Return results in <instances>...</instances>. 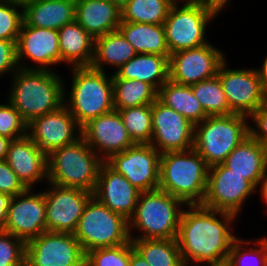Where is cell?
Listing matches in <instances>:
<instances>
[{
	"label": "cell",
	"mask_w": 267,
	"mask_h": 266,
	"mask_svg": "<svg viewBox=\"0 0 267 266\" xmlns=\"http://www.w3.org/2000/svg\"><path fill=\"white\" fill-rule=\"evenodd\" d=\"M186 206L190 209L182 211L176 238L183 264L188 266L193 261L191 263L201 265L228 258L237 239L231 233V224L238 215L201 204ZM218 215L221 220L216 217Z\"/></svg>",
	"instance_id": "obj_1"
},
{
	"label": "cell",
	"mask_w": 267,
	"mask_h": 266,
	"mask_svg": "<svg viewBox=\"0 0 267 266\" xmlns=\"http://www.w3.org/2000/svg\"><path fill=\"white\" fill-rule=\"evenodd\" d=\"M12 76L8 100L27 123L64 105V83L52 69L19 68Z\"/></svg>",
	"instance_id": "obj_2"
},
{
	"label": "cell",
	"mask_w": 267,
	"mask_h": 266,
	"mask_svg": "<svg viewBox=\"0 0 267 266\" xmlns=\"http://www.w3.org/2000/svg\"><path fill=\"white\" fill-rule=\"evenodd\" d=\"M209 167L194 149L170 151L160 156L159 187L186 205L202 204Z\"/></svg>",
	"instance_id": "obj_3"
},
{
	"label": "cell",
	"mask_w": 267,
	"mask_h": 266,
	"mask_svg": "<svg viewBox=\"0 0 267 266\" xmlns=\"http://www.w3.org/2000/svg\"><path fill=\"white\" fill-rule=\"evenodd\" d=\"M104 162L81 136L75 142L55 149L47 155L46 182L93 193Z\"/></svg>",
	"instance_id": "obj_4"
},
{
	"label": "cell",
	"mask_w": 267,
	"mask_h": 266,
	"mask_svg": "<svg viewBox=\"0 0 267 266\" xmlns=\"http://www.w3.org/2000/svg\"><path fill=\"white\" fill-rule=\"evenodd\" d=\"M182 205L186 206L181 199L160 189L141 192L128 223L129 233L136 228L143 234L130 233V239H176Z\"/></svg>",
	"instance_id": "obj_5"
},
{
	"label": "cell",
	"mask_w": 267,
	"mask_h": 266,
	"mask_svg": "<svg viewBox=\"0 0 267 266\" xmlns=\"http://www.w3.org/2000/svg\"><path fill=\"white\" fill-rule=\"evenodd\" d=\"M72 71L70 98L64 95V105L82 128L90 120L114 110L112 75L109 78L105 71L91 66L73 67Z\"/></svg>",
	"instance_id": "obj_6"
},
{
	"label": "cell",
	"mask_w": 267,
	"mask_h": 266,
	"mask_svg": "<svg viewBox=\"0 0 267 266\" xmlns=\"http://www.w3.org/2000/svg\"><path fill=\"white\" fill-rule=\"evenodd\" d=\"M246 118L248 116L234 113L209 116L194 125L193 148L209 168L223 164L234 148L250 135Z\"/></svg>",
	"instance_id": "obj_7"
},
{
	"label": "cell",
	"mask_w": 267,
	"mask_h": 266,
	"mask_svg": "<svg viewBox=\"0 0 267 266\" xmlns=\"http://www.w3.org/2000/svg\"><path fill=\"white\" fill-rule=\"evenodd\" d=\"M177 1L186 2L179 7ZM218 13L202 0H176L163 23L170 54L209 43L205 40L206 26Z\"/></svg>",
	"instance_id": "obj_8"
},
{
	"label": "cell",
	"mask_w": 267,
	"mask_h": 266,
	"mask_svg": "<svg viewBox=\"0 0 267 266\" xmlns=\"http://www.w3.org/2000/svg\"><path fill=\"white\" fill-rule=\"evenodd\" d=\"M73 235L84 253L131 242L128 220L111 211L95 197L85 206Z\"/></svg>",
	"instance_id": "obj_9"
},
{
	"label": "cell",
	"mask_w": 267,
	"mask_h": 266,
	"mask_svg": "<svg viewBox=\"0 0 267 266\" xmlns=\"http://www.w3.org/2000/svg\"><path fill=\"white\" fill-rule=\"evenodd\" d=\"M27 266H85V253L70 233L45 231L26 242Z\"/></svg>",
	"instance_id": "obj_10"
},
{
	"label": "cell",
	"mask_w": 267,
	"mask_h": 266,
	"mask_svg": "<svg viewBox=\"0 0 267 266\" xmlns=\"http://www.w3.org/2000/svg\"><path fill=\"white\" fill-rule=\"evenodd\" d=\"M161 153L151 144H135L105 161L139 191H152L159 187Z\"/></svg>",
	"instance_id": "obj_11"
},
{
	"label": "cell",
	"mask_w": 267,
	"mask_h": 266,
	"mask_svg": "<svg viewBox=\"0 0 267 266\" xmlns=\"http://www.w3.org/2000/svg\"><path fill=\"white\" fill-rule=\"evenodd\" d=\"M255 189L250 181L224 164L214 165L208 170L207 189L201 205L237 215Z\"/></svg>",
	"instance_id": "obj_12"
},
{
	"label": "cell",
	"mask_w": 267,
	"mask_h": 266,
	"mask_svg": "<svg viewBox=\"0 0 267 266\" xmlns=\"http://www.w3.org/2000/svg\"><path fill=\"white\" fill-rule=\"evenodd\" d=\"M44 193L46 231L73 234L93 193L84 189L61 187L49 183Z\"/></svg>",
	"instance_id": "obj_13"
},
{
	"label": "cell",
	"mask_w": 267,
	"mask_h": 266,
	"mask_svg": "<svg viewBox=\"0 0 267 266\" xmlns=\"http://www.w3.org/2000/svg\"><path fill=\"white\" fill-rule=\"evenodd\" d=\"M226 60L217 76L230 110L234 114L251 116L264 103V89L256 69H227Z\"/></svg>",
	"instance_id": "obj_14"
},
{
	"label": "cell",
	"mask_w": 267,
	"mask_h": 266,
	"mask_svg": "<svg viewBox=\"0 0 267 266\" xmlns=\"http://www.w3.org/2000/svg\"><path fill=\"white\" fill-rule=\"evenodd\" d=\"M222 51L207 43L203 46L170 54L169 79L187 86L217 75L225 61Z\"/></svg>",
	"instance_id": "obj_15"
},
{
	"label": "cell",
	"mask_w": 267,
	"mask_h": 266,
	"mask_svg": "<svg viewBox=\"0 0 267 266\" xmlns=\"http://www.w3.org/2000/svg\"><path fill=\"white\" fill-rule=\"evenodd\" d=\"M150 144L161 154L194 147V124L158 99L152 103Z\"/></svg>",
	"instance_id": "obj_16"
},
{
	"label": "cell",
	"mask_w": 267,
	"mask_h": 266,
	"mask_svg": "<svg viewBox=\"0 0 267 266\" xmlns=\"http://www.w3.org/2000/svg\"><path fill=\"white\" fill-rule=\"evenodd\" d=\"M27 136L49 155L55 149L69 145L81 136V127L65 105L56 111L32 119Z\"/></svg>",
	"instance_id": "obj_17"
},
{
	"label": "cell",
	"mask_w": 267,
	"mask_h": 266,
	"mask_svg": "<svg viewBox=\"0 0 267 266\" xmlns=\"http://www.w3.org/2000/svg\"><path fill=\"white\" fill-rule=\"evenodd\" d=\"M25 192L12 197L5 226L1 229L28 242L46 231L44 193Z\"/></svg>",
	"instance_id": "obj_18"
},
{
	"label": "cell",
	"mask_w": 267,
	"mask_h": 266,
	"mask_svg": "<svg viewBox=\"0 0 267 266\" xmlns=\"http://www.w3.org/2000/svg\"><path fill=\"white\" fill-rule=\"evenodd\" d=\"M81 133L91 149L98 155L102 154L99 156L103 161L135 145L127 133L118 110L90 120L81 128Z\"/></svg>",
	"instance_id": "obj_19"
},
{
	"label": "cell",
	"mask_w": 267,
	"mask_h": 266,
	"mask_svg": "<svg viewBox=\"0 0 267 266\" xmlns=\"http://www.w3.org/2000/svg\"><path fill=\"white\" fill-rule=\"evenodd\" d=\"M16 49L21 69L50 70V65L61 62L58 30L29 26L23 21ZM24 57L40 64L39 67L23 66L20 63Z\"/></svg>",
	"instance_id": "obj_20"
},
{
	"label": "cell",
	"mask_w": 267,
	"mask_h": 266,
	"mask_svg": "<svg viewBox=\"0 0 267 266\" xmlns=\"http://www.w3.org/2000/svg\"><path fill=\"white\" fill-rule=\"evenodd\" d=\"M141 191L112 169L106 162L101 165L93 192L101 204L129 220L135 212Z\"/></svg>",
	"instance_id": "obj_21"
},
{
	"label": "cell",
	"mask_w": 267,
	"mask_h": 266,
	"mask_svg": "<svg viewBox=\"0 0 267 266\" xmlns=\"http://www.w3.org/2000/svg\"><path fill=\"white\" fill-rule=\"evenodd\" d=\"M5 160L27 189L48 180L47 155L28 136L10 142Z\"/></svg>",
	"instance_id": "obj_22"
},
{
	"label": "cell",
	"mask_w": 267,
	"mask_h": 266,
	"mask_svg": "<svg viewBox=\"0 0 267 266\" xmlns=\"http://www.w3.org/2000/svg\"><path fill=\"white\" fill-rule=\"evenodd\" d=\"M75 20L95 39L118 30L121 10L110 0H80Z\"/></svg>",
	"instance_id": "obj_23"
},
{
	"label": "cell",
	"mask_w": 267,
	"mask_h": 266,
	"mask_svg": "<svg viewBox=\"0 0 267 266\" xmlns=\"http://www.w3.org/2000/svg\"><path fill=\"white\" fill-rule=\"evenodd\" d=\"M223 164L257 188L262 183L267 165V148L249 135L234 148Z\"/></svg>",
	"instance_id": "obj_24"
},
{
	"label": "cell",
	"mask_w": 267,
	"mask_h": 266,
	"mask_svg": "<svg viewBox=\"0 0 267 266\" xmlns=\"http://www.w3.org/2000/svg\"><path fill=\"white\" fill-rule=\"evenodd\" d=\"M112 79L140 80L158 91L169 79V58L151 53L137 54L116 70Z\"/></svg>",
	"instance_id": "obj_25"
},
{
	"label": "cell",
	"mask_w": 267,
	"mask_h": 266,
	"mask_svg": "<svg viewBox=\"0 0 267 266\" xmlns=\"http://www.w3.org/2000/svg\"><path fill=\"white\" fill-rule=\"evenodd\" d=\"M74 0H39L23 8L24 22L33 27L59 30L75 21Z\"/></svg>",
	"instance_id": "obj_26"
},
{
	"label": "cell",
	"mask_w": 267,
	"mask_h": 266,
	"mask_svg": "<svg viewBox=\"0 0 267 266\" xmlns=\"http://www.w3.org/2000/svg\"><path fill=\"white\" fill-rule=\"evenodd\" d=\"M61 62L73 67L91 66L95 39L75 20L58 30Z\"/></svg>",
	"instance_id": "obj_27"
},
{
	"label": "cell",
	"mask_w": 267,
	"mask_h": 266,
	"mask_svg": "<svg viewBox=\"0 0 267 266\" xmlns=\"http://www.w3.org/2000/svg\"><path fill=\"white\" fill-rule=\"evenodd\" d=\"M118 30L137 54L151 53L170 57L163 24L121 21Z\"/></svg>",
	"instance_id": "obj_28"
},
{
	"label": "cell",
	"mask_w": 267,
	"mask_h": 266,
	"mask_svg": "<svg viewBox=\"0 0 267 266\" xmlns=\"http://www.w3.org/2000/svg\"><path fill=\"white\" fill-rule=\"evenodd\" d=\"M136 55L133 46L116 30L95 38L91 67L104 72V64H107L118 70Z\"/></svg>",
	"instance_id": "obj_29"
},
{
	"label": "cell",
	"mask_w": 267,
	"mask_h": 266,
	"mask_svg": "<svg viewBox=\"0 0 267 266\" xmlns=\"http://www.w3.org/2000/svg\"><path fill=\"white\" fill-rule=\"evenodd\" d=\"M157 99L194 125L207 118L203 107L194 96L191 86L168 79L158 90Z\"/></svg>",
	"instance_id": "obj_30"
},
{
	"label": "cell",
	"mask_w": 267,
	"mask_h": 266,
	"mask_svg": "<svg viewBox=\"0 0 267 266\" xmlns=\"http://www.w3.org/2000/svg\"><path fill=\"white\" fill-rule=\"evenodd\" d=\"M150 266H185L176 239H131Z\"/></svg>",
	"instance_id": "obj_31"
},
{
	"label": "cell",
	"mask_w": 267,
	"mask_h": 266,
	"mask_svg": "<svg viewBox=\"0 0 267 266\" xmlns=\"http://www.w3.org/2000/svg\"><path fill=\"white\" fill-rule=\"evenodd\" d=\"M114 110L152 104L158 91L140 80L112 79Z\"/></svg>",
	"instance_id": "obj_32"
},
{
	"label": "cell",
	"mask_w": 267,
	"mask_h": 266,
	"mask_svg": "<svg viewBox=\"0 0 267 266\" xmlns=\"http://www.w3.org/2000/svg\"><path fill=\"white\" fill-rule=\"evenodd\" d=\"M176 0H130L121 9V21L163 24Z\"/></svg>",
	"instance_id": "obj_33"
},
{
	"label": "cell",
	"mask_w": 267,
	"mask_h": 266,
	"mask_svg": "<svg viewBox=\"0 0 267 266\" xmlns=\"http://www.w3.org/2000/svg\"><path fill=\"white\" fill-rule=\"evenodd\" d=\"M191 88L207 117L224 116L233 113L229 108L227 98L217 75L191 85Z\"/></svg>",
	"instance_id": "obj_34"
},
{
	"label": "cell",
	"mask_w": 267,
	"mask_h": 266,
	"mask_svg": "<svg viewBox=\"0 0 267 266\" xmlns=\"http://www.w3.org/2000/svg\"><path fill=\"white\" fill-rule=\"evenodd\" d=\"M127 133L134 144H150L152 137V104L119 109Z\"/></svg>",
	"instance_id": "obj_35"
},
{
	"label": "cell",
	"mask_w": 267,
	"mask_h": 266,
	"mask_svg": "<svg viewBox=\"0 0 267 266\" xmlns=\"http://www.w3.org/2000/svg\"><path fill=\"white\" fill-rule=\"evenodd\" d=\"M245 242L248 245L254 243L258 247L247 251L243 248ZM228 259L232 266H267V238H260L255 242L237 238L232 244Z\"/></svg>",
	"instance_id": "obj_36"
},
{
	"label": "cell",
	"mask_w": 267,
	"mask_h": 266,
	"mask_svg": "<svg viewBox=\"0 0 267 266\" xmlns=\"http://www.w3.org/2000/svg\"><path fill=\"white\" fill-rule=\"evenodd\" d=\"M130 242L85 253V266H129Z\"/></svg>",
	"instance_id": "obj_37"
},
{
	"label": "cell",
	"mask_w": 267,
	"mask_h": 266,
	"mask_svg": "<svg viewBox=\"0 0 267 266\" xmlns=\"http://www.w3.org/2000/svg\"><path fill=\"white\" fill-rule=\"evenodd\" d=\"M11 1H0V39L17 41L21 30L23 19V9L19 11Z\"/></svg>",
	"instance_id": "obj_38"
},
{
	"label": "cell",
	"mask_w": 267,
	"mask_h": 266,
	"mask_svg": "<svg viewBox=\"0 0 267 266\" xmlns=\"http://www.w3.org/2000/svg\"><path fill=\"white\" fill-rule=\"evenodd\" d=\"M26 242L0 229V266H24Z\"/></svg>",
	"instance_id": "obj_39"
},
{
	"label": "cell",
	"mask_w": 267,
	"mask_h": 266,
	"mask_svg": "<svg viewBox=\"0 0 267 266\" xmlns=\"http://www.w3.org/2000/svg\"><path fill=\"white\" fill-rule=\"evenodd\" d=\"M28 123L22 118L20 112L8 101L0 104V135L11 140L27 136Z\"/></svg>",
	"instance_id": "obj_40"
},
{
	"label": "cell",
	"mask_w": 267,
	"mask_h": 266,
	"mask_svg": "<svg viewBox=\"0 0 267 266\" xmlns=\"http://www.w3.org/2000/svg\"><path fill=\"white\" fill-rule=\"evenodd\" d=\"M26 190L27 188L19 180L6 160H0V193L14 197Z\"/></svg>",
	"instance_id": "obj_41"
},
{
	"label": "cell",
	"mask_w": 267,
	"mask_h": 266,
	"mask_svg": "<svg viewBox=\"0 0 267 266\" xmlns=\"http://www.w3.org/2000/svg\"><path fill=\"white\" fill-rule=\"evenodd\" d=\"M17 41L0 39V77L6 73H15L19 67L17 63Z\"/></svg>",
	"instance_id": "obj_42"
},
{
	"label": "cell",
	"mask_w": 267,
	"mask_h": 266,
	"mask_svg": "<svg viewBox=\"0 0 267 266\" xmlns=\"http://www.w3.org/2000/svg\"><path fill=\"white\" fill-rule=\"evenodd\" d=\"M256 128L250 126V135L267 148V109L259 107L250 117Z\"/></svg>",
	"instance_id": "obj_43"
},
{
	"label": "cell",
	"mask_w": 267,
	"mask_h": 266,
	"mask_svg": "<svg viewBox=\"0 0 267 266\" xmlns=\"http://www.w3.org/2000/svg\"><path fill=\"white\" fill-rule=\"evenodd\" d=\"M12 196L5 193H0V229L5 226L7 213Z\"/></svg>",
	"instance_id": "obj_44"
},
{
	"label": "cell",
	"mask_w": 267,
	"mask_h": 266,
	"mask_svg": "<svg viewBox=\"0 0 267 266\" xmlns=\"http://www.w3.org/2000/svg\"><path fill=\"white\" fill-rule=\"evenodd\" d=\"M129 266H150L145 259L139 254L130 242V265Z\"/></svg>",
	"instance_id": "obj_45"
},
{
	"label": "cell",
	"mask_w": 267,
	"mask_h": 266,
	"mask_svg": "<svg viewBox=\"0 0 267 266\" xmlns=\"http://www.w3.org/2000/svg\"><path fill=\"white\" fill-rule=\"evenodd\" d=\"M262 64V67L259 70L256 68V71L259 75L263 89L265 90L267 89V56L265 57L264 63Z\"/></svg>",
	"instance_id": "obj_46"
},
{
	"label": "cell",
	"mask_w": 267,
	"mask_h": 266,
	"mask_svg": "<svg viewBox=\"0 0 267 266\" xmlns=\"http://www.w3.org/2000/svg\"><path fill=\"white\" fill-rule=\"evenodd\" d=\"M12 140L0 135V160H5L9 144Z\"/></svg>",
	"instance_id": "obj_47"
},
{
	"label": "cell",
	"mask_w": 267,
	"mask_h": 266,
	"mask_svg": "<svg viewBox=\"0 0 267 266\" xmlns=\"http://www.w3.org/2000/svg\"><path fill=\"white\" fill-rule=\"evenodd\" d=\"M204 1L207 5H210L217 9L218 11H221L225 5H227V2L229 0H202Z\"/></svg>",
	"instance_id": "obj_48"
},
{
	"label": "cell",
	"mask_w": 267,
	"mask_h": 266,
	"mask_svg": "<svg viewBox=\"0 0 267 266\" xmlns=\"http://www.w3.org/2000/svg\"><path fill=\"white\" fill-rule=\"evenodd\" d=\"M206 264L208 266H232L228 258L215 262H206Z\"/></svg>",
	"instance_id": "obj_49"
},
{
	"label": "cell",
	"mask_w": 267,
	"mask_h": 266,
	"mask_svg": "<svg viewBox=\"0 0 267 266\" xmlns=\"http://www.w3.org/2000/svg\"><path fill=\"white\" fill-rule=\"evenodd\" d=\"M14 3L15 5L21 6V9H23L26 5L37 2L39 0H8Z\"/></svg>",
	"instance_id": "obj_50"
},
{
	"label": "cell",
	"mask_w": 267,
	"mask_h": 266,
	"mask_svg": "<svg viewBox=\"0 0 267 266\" xmlns=\"http://www.w3.org/2000/svg\"><path fill=\"white\" fill-rule=\"evenodd\" d=\"M110 1L121 10L130 0H110Z\"/></svg>",
	"instance_id": "obj_51"
},
{
	"label": "cell",
	"mask_w": 267,
	"mask_h": 266,
	"mask_svg": "<svg viewBox=\"0 0 267 266\" xmlns=\"http://www.w3.org/2000/svg\"><path fill=\"white\" fill-rule=\"evenodd\" d=\"M261 188L260 189H267V165L265 167V171H264V174H263V180H262V183H261Z\"/></svg>",
	"instance_id": "obj_52"
},
{
	"label": "cell",
	"mask_w": 267,
	"mask_h": 266,
	"mask_svg": "<svg viewBox=\"0 0 267 266\" xmlns=\"http://www.w3.org/2000/svg\"><path fill=\"white\" fill-rule=\"evenodd\" d=\"M261 196L263 197L264 202L267 204V189H260Z\"/></svg>",
	"instance_id": "obj_53"
},
{
	"label": "cell",
	"mask_w": 267,
	"mask_h": 266,
	"mask_svg": "<svg viewBox=\"0 0 267 266\" xmlns=\"http://www.w3.org/2000/svg\"><path fill=\"white\" fill-rule=\"evenodd\" d=\"M263 106L267 109V89L264 90V103Z\"/></svg>",
	"instance_id": "obj_54"
}]
</instances>
